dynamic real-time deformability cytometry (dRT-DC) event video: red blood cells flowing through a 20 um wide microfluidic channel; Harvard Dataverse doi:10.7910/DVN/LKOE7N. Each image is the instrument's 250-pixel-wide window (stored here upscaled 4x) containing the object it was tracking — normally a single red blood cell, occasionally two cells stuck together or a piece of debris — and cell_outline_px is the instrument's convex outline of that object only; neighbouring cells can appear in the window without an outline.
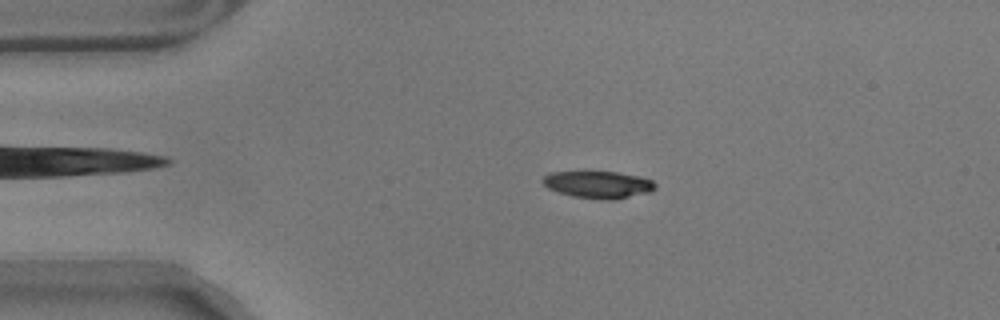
{"species": "common noctule bat (a hibernating species)", "species_latin": "Nyctalus noctula", "temperature_condition": "warm", "stored_images_in_passage": 56, "camera_frame_rate_fps": 3000, "um_per_image_px": 0.085, "animal": {"sex": "male", "body_mass_g": 17.9}, "frame": {"image": 1, "passage_image": 11, "time_ms": 3.333, "image_size_px": [1000, 320], "cell_outline_px": [[656, 188], [648, 192], [616, 200], [600, 200], [572, 196], [548, 188], [540, 180], [544, 176], [552, 172], [616, 172], [636, 176], [652, 180], [656, 184]], "centroid_in_image_um": [50.84, 15.7], "position_along_channel_um": 34.2, "area_um2": 17.69}}
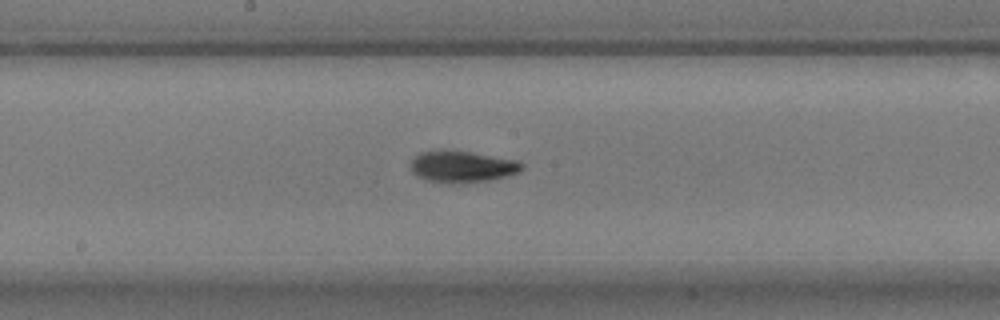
{"frame": {"image": 2, "passage_image": 29, "time_ms": 9.333, "image_size_px": [1000, 320], "cell_outline_px": [[524, 168], [516, 172], [504, 176], [488, 180], [448, 184], [428, 180], [416, 176], [412, 172], [412, 160], [420, 152], [440, 148], [472, 152], [516, 160], [524, 164]], "centroid_in_image_um": [39.23, 14.14], "position_along_channel_um": 209.0, "area_um2": 20.52}}
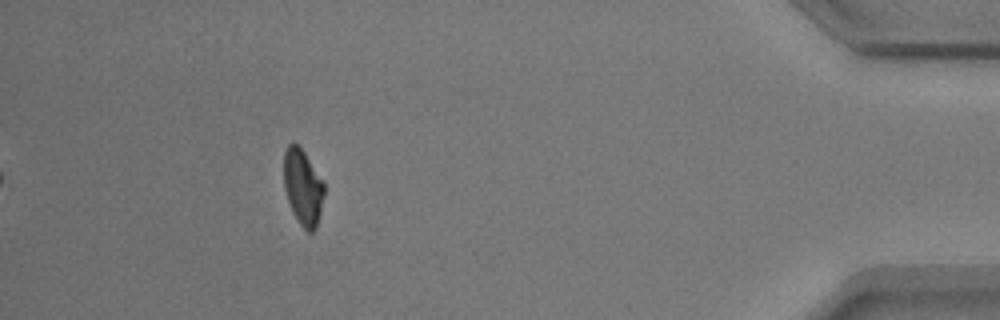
{"frame": {"image": 3, "passage_image": 51, "time_ms": 16.667, "image_size_px": [1000, 320], "cell_outline_px": [[324, 196], [316, 228], [312, 232], [308, 232], [300, 224], [288, 200], [284, 188], [284, 152], [288, 144], [296, 144], [304, 152], [324, 180]], "centroid_in_image_um": [25.76, 15.89], "position_along_channel_um": 409.4, "area_um2": 17.63}, "authors_computed_cell_mechanics": {"area_um2": 18.7272, "velocity_mm_per_s": 3.5231, "shape_relaxation_time_tau1_ms": 3.7736, "shape_relaxation_time_tau2_ms": 6.4065, "deformation_change_tau1": 0.1538, "deformation_change_tau2": 0.1066}}